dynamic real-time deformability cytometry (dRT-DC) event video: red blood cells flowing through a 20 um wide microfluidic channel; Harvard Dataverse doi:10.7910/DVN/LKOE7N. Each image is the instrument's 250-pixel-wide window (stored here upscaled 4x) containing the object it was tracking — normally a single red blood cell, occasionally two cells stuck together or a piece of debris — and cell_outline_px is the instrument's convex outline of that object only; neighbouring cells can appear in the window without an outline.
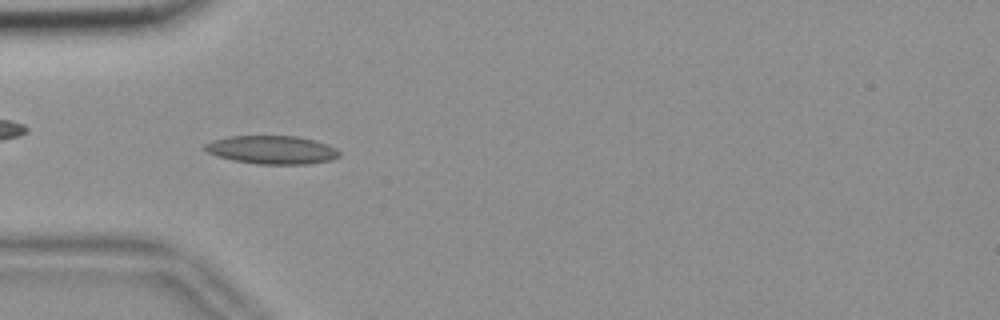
{"species": "common noctule bat (a hibernating species)", "species_latin": "Nyctalus noctula", "temperature_condition": "room temperature", "stored_images_in_passage": 12, "camera_frame_rate_fps": 3000, "um_per_image_px": 0.085, "animal": {"sex": "female", "body_mass_g": 18.4}, "frame": {"image": 1, "passage_image": 5, "time_ms": 1.333, "image_size_px": [1000, 320], "cell_outline_px": [[340, 156], [332, 160], [308, 164], [256, 164], [232, 160], [216, 156], [208, 152], [204, 148], [204, 144], [212, 140], [228, 136], [296, 136], [316, 140], [328, 144], [336, 148], [340, 152]], "centroid_in_image_um": [23.13, 12.73], "position_along_channel_um": 61.9, "area_um2": 22.43}}